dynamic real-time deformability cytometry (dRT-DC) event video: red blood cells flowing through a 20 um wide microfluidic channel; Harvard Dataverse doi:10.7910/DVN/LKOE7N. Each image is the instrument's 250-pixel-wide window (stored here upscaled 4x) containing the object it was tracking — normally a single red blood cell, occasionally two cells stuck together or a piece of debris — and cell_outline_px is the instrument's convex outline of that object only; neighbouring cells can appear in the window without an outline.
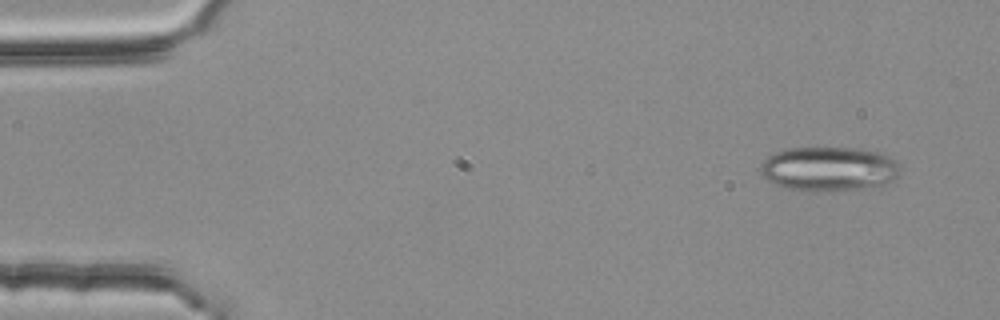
{"species": "common noctule bat (a hibernating species)", "species_latin": "Nyctalus noctula", "temperature_condition": "room temperature", "stored_images_in_passage": 4, "camera_frame_rate_fps": 3000, "um_per_image_px": 0.085, "animal": {"sex": "female", "body_mass_g": 25.1}, "frame": {"image": 1, "passage_image": 1, "time_ms": 0.0, "image_size_px": [1000, 320], "cell_outline_px": [[900, 172], [888, 184], [860, 188], [824, 192], [784, 188], [768, 180], [760, 172], [760, 168], [764, 160], [768, 156], [784, 148], [860, 148], [884, 152], [896, 160], [900, 164]], "centroid_in_image_um": [70.5, 14.34], "position_along_channel_um": 14.5, "area_um2": 36.47}}
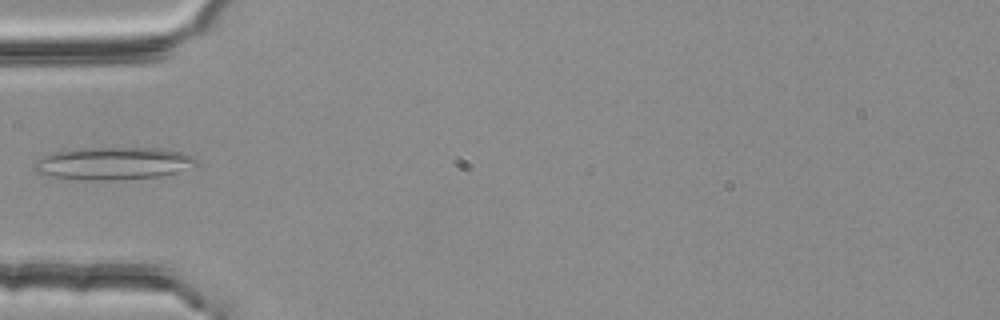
{"frame": {"image": 2, "passage_image": 4, "time_ms": 1.0, "image_size_px": [1000, 320], "cell_outline_px": [[196, 164], [176, 172], [160, 176], [116, 180], [88, 180], [48, 176], [36, 172], [32, 168], [32, 164], [36, 160], [52, 152], [72, 148], [160, 148], [180, 152], [192, 156], [196, 160]], "centroid_in_image_um": [9.53, 13.88], "position_along_channel_um": 75.5, "area_um2": 30.75}}